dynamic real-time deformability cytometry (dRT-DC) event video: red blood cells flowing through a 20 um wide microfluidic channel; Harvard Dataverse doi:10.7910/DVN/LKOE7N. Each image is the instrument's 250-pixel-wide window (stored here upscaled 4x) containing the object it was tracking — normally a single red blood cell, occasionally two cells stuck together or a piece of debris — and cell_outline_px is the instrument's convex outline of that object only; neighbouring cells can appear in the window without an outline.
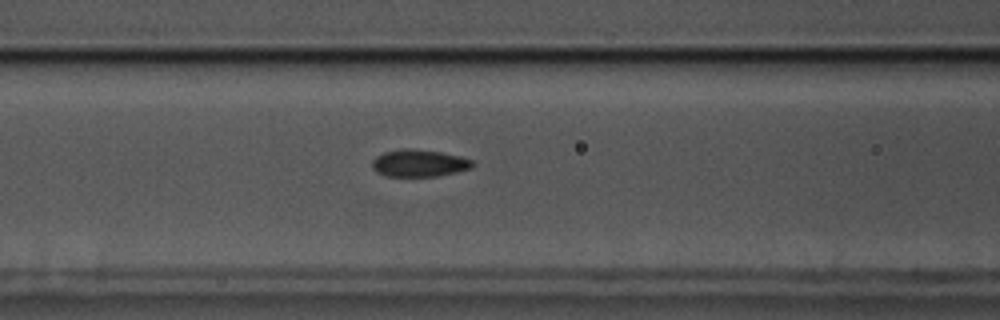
{"species": "common noctule bat (a hibernating species)", "species_latin": "Nyctalus noctula", "temperature_condition": "cold", "stored_images_in_passage": 42, "camera_frame_rate_fps": 3000, "um_per_image_px": 0.085, "animal": {"sex": "male", "body_mass_g": 17.5, "forearm_length_mm": 52.3}, "frame": {"image": 1, "passage_image": 8, "time_ms": 2.333, "image_size_px": [1000, 320], "cell_outline_px": [[476, 164], [472, 168], [456, 172], [436, 176], [384, 176], [376, 172], [372, 168], [372, 160], [376, 156], [384, 152], [404, 148], [412, 148], [440, 152], [460, 156], [472, 160]], "centroid_in_image_um": [35.62, 13.87], "position_along_channel_um": 131.0, "area_um2": 16.01}}
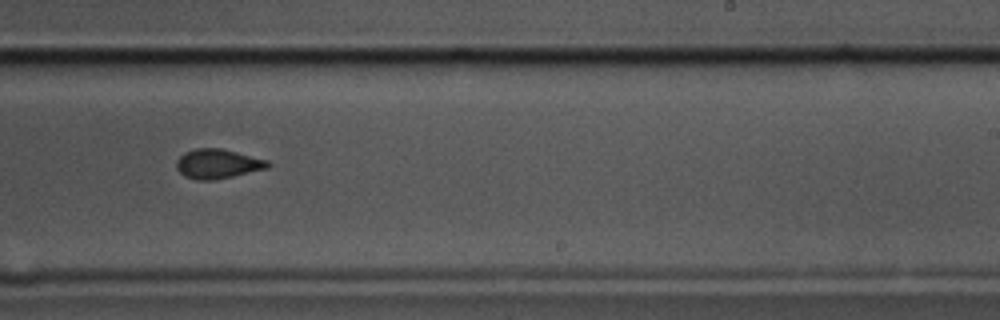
{"frame": {"image": 2, "passage_image": 20, "time_ms": 6.333, "image_size_px": [1000, 320], "cell_outline_px": [[272, 164], [268, 168], [232, 176], [212, 180], [196, 180], [184, 176], [176, 168], [176, 160], [184, 152], [196, 148], [220, 148], [268, 160]], "centroid_in_image_um": [18.48, 13.92], "position_along_channel_um": 270.5, "area_um2": 15.66}}
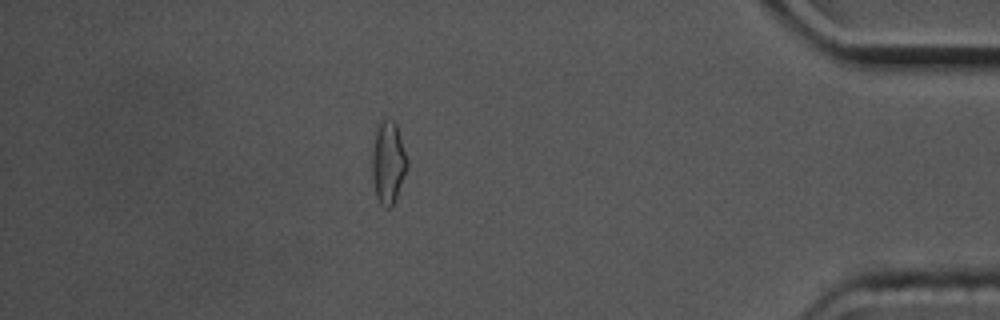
{"frame": {"image": 3, "passage_image": 35, "time_ms": 11.333, "image_size_px": [1000, 320], "cell_outline_px": [[408, 168], [392, 208], [384, 208], [380, 204], [376, 196], [372, 180], [372, 152], [376, 132], [380, 120], [392, 120], [396, 124], [408, 160]], "centroid_in_image_um": [33.0, 13.87], "position_along_channel_um": 402.2, "area_um2": 16.94}, "authors_computed_cell_mechanics": {"area_um2": 15.7505, "velocity_mm_per_s": 3.4939, "shape_relaxation_time_tau1_ms": 4.0794, "shape_relaxation_time_tau2_ms": 2.1457, "deformation_change_tau1": 0.1239, "deformation_change_tau2": 0.0678}}